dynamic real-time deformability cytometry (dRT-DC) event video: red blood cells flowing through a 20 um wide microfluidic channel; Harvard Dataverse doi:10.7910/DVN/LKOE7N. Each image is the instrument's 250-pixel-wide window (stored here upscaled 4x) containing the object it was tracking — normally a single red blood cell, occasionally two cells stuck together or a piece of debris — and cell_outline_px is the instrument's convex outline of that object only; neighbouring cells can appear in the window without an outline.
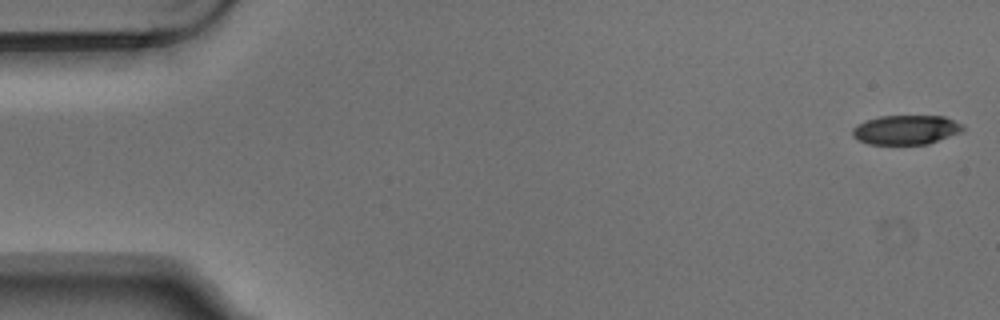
{"species": "Egyptian fruit bat (a non-hibernating species)", "species_latin": "Rousettus aegyptiacus", "temperature_condition": "warm", "stored_images_in_passage": 5, "camera_frame_rate_fps": 3000, "um_per_image_px": 0.085, "animal": {"sex": "male"}, "frame": {"image": 1, "passage_image": 1, "time_ms": 0.0, "image_size_px": [1000, 320], "cell_outline_px": [[964, 128], [960, 132], [928, 144], [868, 144], [852, 136], [852, 128], [856, 124], [880, 116], [944, 116], [964, 124]], "centroid_in_image_um": [77.01, 11.03], "position_along_channel_um": 8.0, "area_um2": 18.84}}
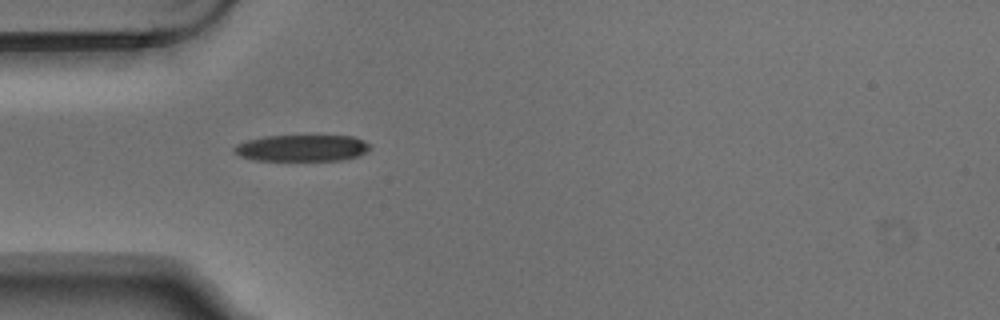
{"frame": {"image": 2, "passage_image": 5, "time_ms": 1.333, "image_size_px": [1000, 320], "cell_outline_px": [[372, 148], [360, 156], [344, 160], [256, 160], [240, 156], [232, 152], [232, 148], [236, 144], [248, 140], [264, 136], [352, 136], [364, 140], [372, 144]], "centroid_in_image_um": [25.7, 12.58], "position_along_channel_um": 59.3, "area_um2": 21.21}}